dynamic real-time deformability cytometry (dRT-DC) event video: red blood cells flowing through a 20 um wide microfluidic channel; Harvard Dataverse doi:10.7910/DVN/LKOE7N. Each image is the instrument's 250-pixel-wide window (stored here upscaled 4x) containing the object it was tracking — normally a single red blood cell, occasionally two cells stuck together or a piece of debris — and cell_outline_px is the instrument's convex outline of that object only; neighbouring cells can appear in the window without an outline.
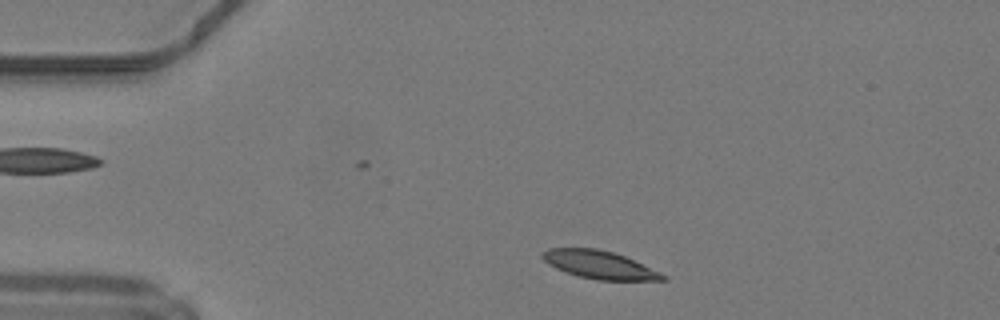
{"species": "common noctule bat (a hibernating species)", "species_latin": "Nyctalus noctula", "temperature_condition": "warm", "stored_images_in_passage": 42, "camera_frame_rate_fps": 3000, "um_per_image_px": 0.085, "animal": {"sex": "male", "body_mass_g": 19.2, "forearm_length_mm": 51.8}, "frame": {"image": 1, "passage_image": 3, "time_ms": 0.667, "image_size_px": [1000, 320], "cell_outline_px": [[668, 280], [600, 280], [580, 276], [556, 268], [548, 264], [540, 256], [548, 248], [596, 248], [612, 252], [624, 256], [660, 272], [668, 276]], "centroid_in_image_um": [50.96, 22.5], "position_along_channel_um": 34.0, "area_um2": 19.31}}
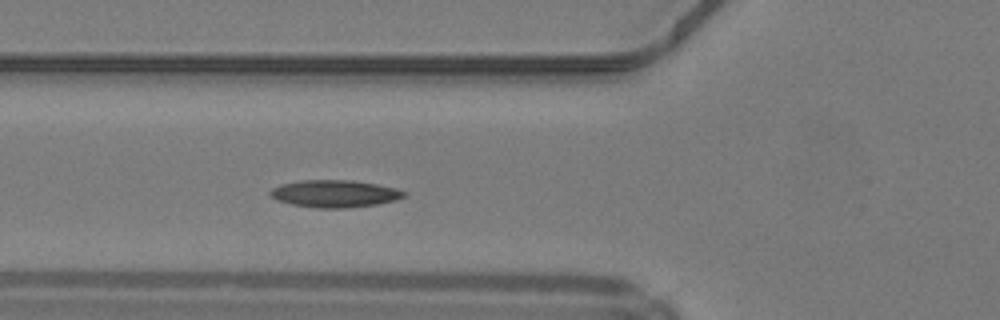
{"frame": {"image": 2, "passage_image": 11, "time_ms": 3.333, "image_size_px": [1000, 320], "cell_outline_px": [[408, 196], [396, 200], [380, 204], [348, 208], [316, 208], [292, 204], [276, 200], [268, 192], [272, 188], [280, 184], [300, 180], [352, 180], [376, 184], [396, 188], [408, 192]], "centroid_in_image_um": [28.49, 16.46], "position_along_channel_um": 97.3, "area_um2": 21.56}}
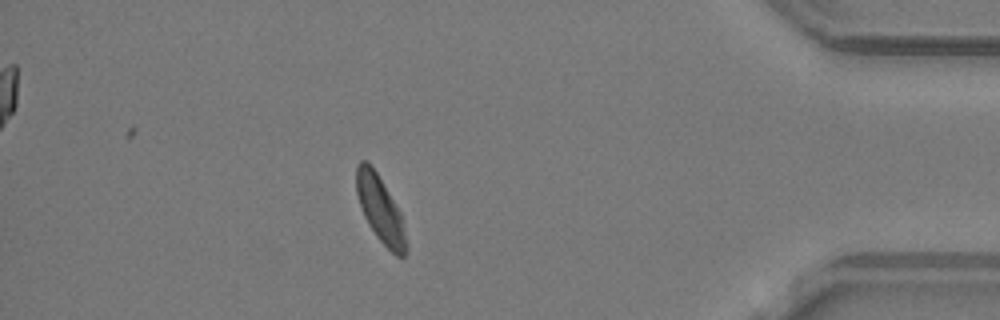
{"frame": {"image": 3, "passage_image": 36, "time_ms": 11.667, "image_size_px": [1000, 320], "cell_outline_px": [[408, 248], [404, 256], [396, 256], [376, 236], [368, 224], [364, 216], [356, 192], [356, 164], [360, 160], [368, 160], [376, 172], [400, 212], [408, 244]], "centroid_in_image_um": [32.31, 17.78], "position_along_channel_um": 402.9, "area_um2": 19.07}, "authors_computed_cell_mechanics": {"area_um2": 19.9121, "velocity_mm_per_s": 4.2001, "shape_relaxation_time_tau1_ms": 4.8179, "shape_relaxation_time_tau2_ms": 4.2693, "deformation_change_tau1": 0.1271, "deformation_change_tau2": 0.1022}}